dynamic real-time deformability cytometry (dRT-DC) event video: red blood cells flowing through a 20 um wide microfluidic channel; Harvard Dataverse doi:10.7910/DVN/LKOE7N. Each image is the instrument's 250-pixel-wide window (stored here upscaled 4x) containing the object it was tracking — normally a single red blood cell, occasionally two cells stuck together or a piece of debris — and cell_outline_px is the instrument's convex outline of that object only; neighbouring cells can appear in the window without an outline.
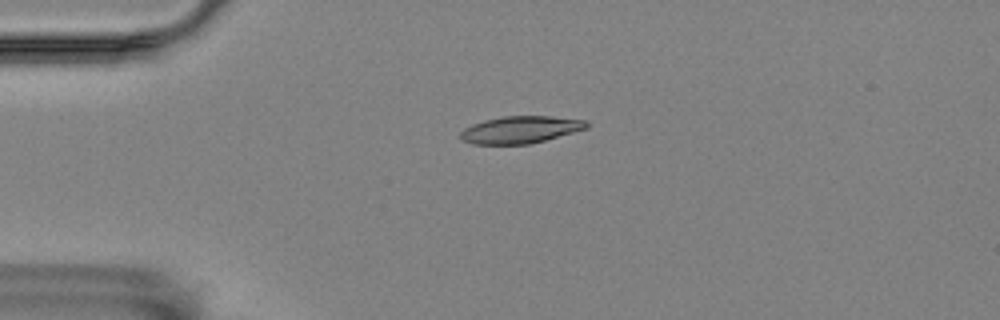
{"species": "Egyptian fruit bat (a non-hibernating species)", "species_latin": "Rousettus aegyptiacus", "temperature_condition": "room temperature", "stored_images_in_passage": 40, "camera_frame_rate_fps": 3000, "um_per_image_px": 0.085, "animal": {"sex": "female"}, "frame": {"image": 1, "passage_image": 3, "time_ms": 0.667, "image_size_px": [1000, 320], "cell_outline_px": [[588, 128], [544, 140], [528, 144], [472, 144], [460, 140], [460, 132], [464, 128], [472, 124], [484, 120], [504, 116], [552, 116], [584, 120], [588, 124]], "centroid_in_image_um": [44.19, 11.02], "position_along_channel_um": 40.8, "area_um2": 19.88}}
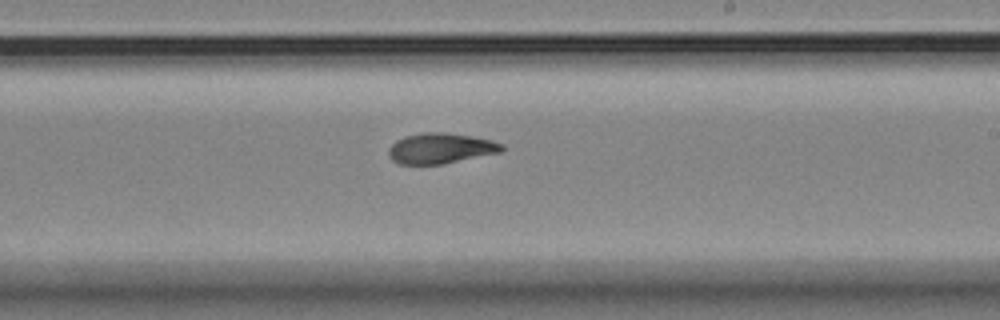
{"frame": {"image": 2, "passage_image": 23, "time_ms": 7.333, "image_size_px": [1000, 320], "cell_outline_px": [[504, 148], [500, 152], [444, 164], [400, 164], [392, 160], [388, 156], [388, 148], [396, 140], [404, 136], [424, 132], [444, 132], [472, 136], [492, 140], [504, 144]], "centroid_in_image_um": [37.43, 12.6], "position_along_channel_um": 251.6, "area_um2": 20.23}}
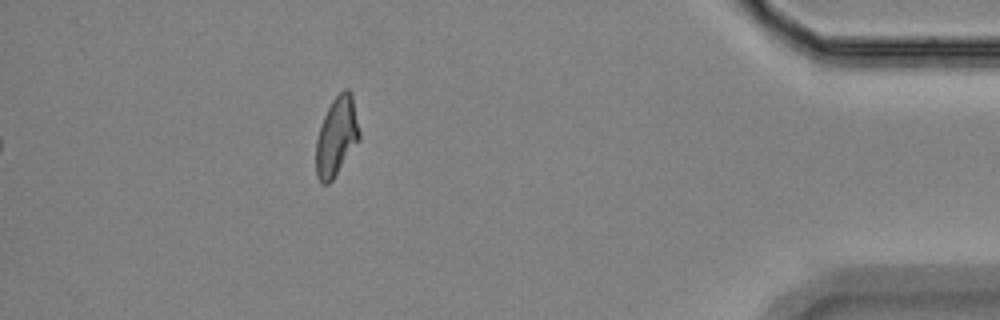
{"frame": {"image": 3, "passage_image": 40, "time_ms": 13.0, "image_size_px": [1000, 320], "cell_outline_px": [[360, 140], [332, 180], [328, 184], [324, 184], [316, 176], [316, 140], [324, 116], [332, 100], [344, 88], [348, 88], [352, 92], [360, 132]], "centroid_in_image_um": [28.63, 11.58], "position_along_channel_um": 406.6, "area_um2": 19.94}, "authors_computed_cell_mechanics": {"area_um2": 20.3167, "velocity_mm_per_s": 3.5435, "shape_relaxation_time_tau1_ms": 7.3976, "shape_relaxation_time_tau2_ms": 2.6317, "deformation_change_tau1": 0.1832, "deformation_change_tau2": 0.0848}}